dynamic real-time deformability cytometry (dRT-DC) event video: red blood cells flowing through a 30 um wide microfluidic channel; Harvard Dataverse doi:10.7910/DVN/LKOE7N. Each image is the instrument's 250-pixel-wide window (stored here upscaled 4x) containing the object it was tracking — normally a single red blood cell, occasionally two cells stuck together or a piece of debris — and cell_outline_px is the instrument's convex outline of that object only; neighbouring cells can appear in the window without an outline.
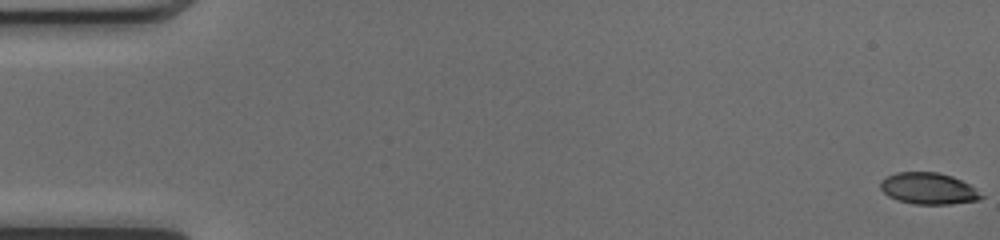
{"species": "common noctule bat (a hibernating species)", "species_latin": "Nyctalus noctula", "temperature_condition": "cold", "stored_images_in_passage": 23, "camera_frame_rate_fps": 3000, "um_per_image_px": 0.085, "animal": {"sex": "female", "body_mass_g": 17.0, "forearm_length_mm": 48.0}, "frame": {"image": 1, "passage_image": 1, "time_ms": 0.0, "image_size_px": [1000, 240], "cell_outline_px": [[984, 196], [980, 200], [952, 204], [912, 204], [896, 200], [888, 196], [880, 188], [880, 180], [896, 172], [936, 172], [952, 176], [976, 188]], "centroid_in_image_um": [78.91, 16.03], "position_along_channel_um": 6.1, "area_um2": 18.61}}
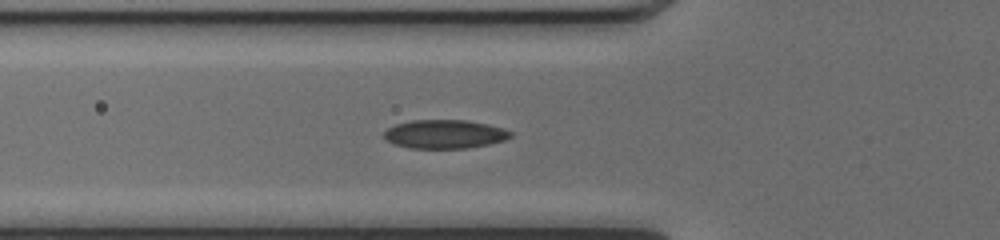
{"frame": {"image": 2, "passage_image": 19, "time_ms": 6.0, "image_size_px": [1000, 240], "cell_outline_px": [[512, 136], [504, 140], [488, 144], [468, 148], [408, 148], [392, 144], [384, 140], [384, 132], [388, 128], [396, 124], [412, 120], [464, 120], [488, 124], [504, 128], [512, 132]], "centroid_in_image_um": [37.77, 11.4], "position_along_channel_um": 88.0, "area_um2": 21.27}}
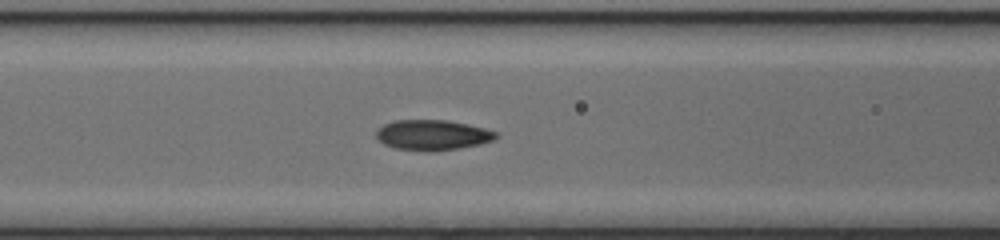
{"frame": {"image": 3, "passage_image": 22, "time_ms": 7.0, "image_size_px": [1000, 240], "cell_outline_px": [[500, 136], [492, 140], [480, 144], [460, 148], [432, 152], [428, 152], [396, 148], [384, 144], [376, 136], [376, 132], [384, 124], [396, 120], [448, 120], [484, 128], [496, 132]], "centroid_in_image_um": [36.78, 11.48], "position_along_channel_um": 129.8, "area_um2": 21.1}}